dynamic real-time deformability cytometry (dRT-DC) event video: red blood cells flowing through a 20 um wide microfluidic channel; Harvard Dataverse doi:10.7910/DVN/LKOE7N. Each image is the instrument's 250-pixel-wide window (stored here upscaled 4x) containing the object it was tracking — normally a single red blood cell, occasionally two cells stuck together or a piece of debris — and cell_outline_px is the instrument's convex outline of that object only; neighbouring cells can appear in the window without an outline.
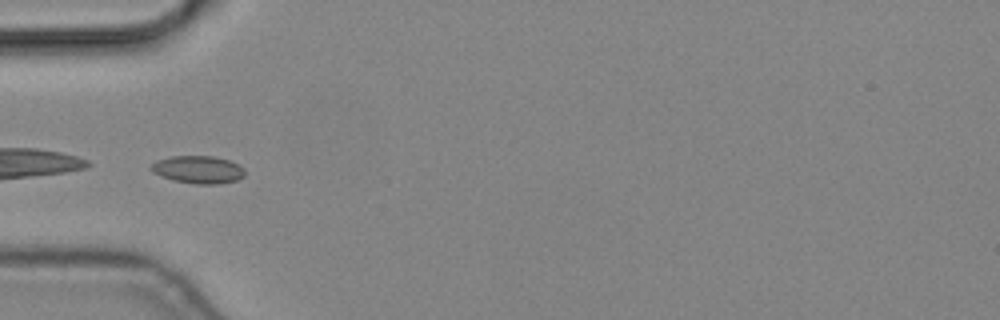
{"species": "common noctule bat (a hibernating species)", "species_latin": "Nyctalus noctula", "temperature_condition": "cold", "stored_images_in_passage": 6, "camera_frame_rate_fps": 3000, "um_per_image_px": 0.085, "animal": {"sex": "male", "body_mass_g": 19.2, "forearm_length_mm": 51.8}, "frame": {"image": 1, "passage_image": 6, "time_ms": 1.667, "image_size_px": [1000, 320], "cell_outline_px": [[244, 176], [236, 180], [220, 184], [196, 184], [172, 180], [160, 176], [152, 172], [148, 168], [156, 160], [172, 156], [212, 156], [228, 160], [244, 168]], "centroid_in_image_um": [16.8, 14.42], "position_along_channel_um": 68.2, "area_um2": 15.14}}